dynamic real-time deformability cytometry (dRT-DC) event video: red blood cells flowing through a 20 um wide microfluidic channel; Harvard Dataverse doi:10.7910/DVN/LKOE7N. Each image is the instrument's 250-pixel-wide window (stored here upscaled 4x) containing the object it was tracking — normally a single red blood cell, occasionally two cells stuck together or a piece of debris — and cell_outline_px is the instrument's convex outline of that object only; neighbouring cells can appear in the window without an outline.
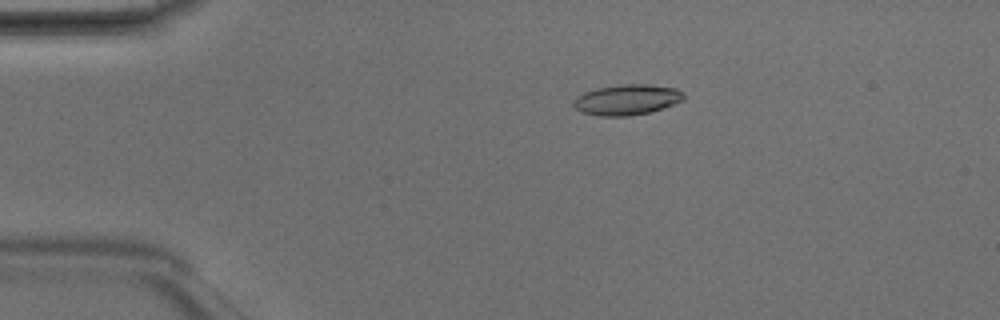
{"species": "Egyptian fruit bat (a non-hibernating species)", "species_latin": "Rousettus aegyptiacus", "temperature_condition": "room temperature", "stored_images_in_passage": 4, "camera_frame_rate_fps": 3000, "um_per_image_px": 0.085, "animal": {"sex": "male"}, "frame": {"image": 1, "passage_image": 3, "time_ms": 0.667, "image_size_px": [1000, 320], "cell_outline_px": [[684, 100], [648, 112], [628, 116], [600, 116], [580, 112], [572, 104], [572, 100], [576, 96], [584, 92], [596, 88], [620, 84], [648, 84], [676, 88], [684, 96]], "centroid_in_image_um": [53.22, 8.47], "position_along_channel_um": 31.8, "area_um2": 19.54}}